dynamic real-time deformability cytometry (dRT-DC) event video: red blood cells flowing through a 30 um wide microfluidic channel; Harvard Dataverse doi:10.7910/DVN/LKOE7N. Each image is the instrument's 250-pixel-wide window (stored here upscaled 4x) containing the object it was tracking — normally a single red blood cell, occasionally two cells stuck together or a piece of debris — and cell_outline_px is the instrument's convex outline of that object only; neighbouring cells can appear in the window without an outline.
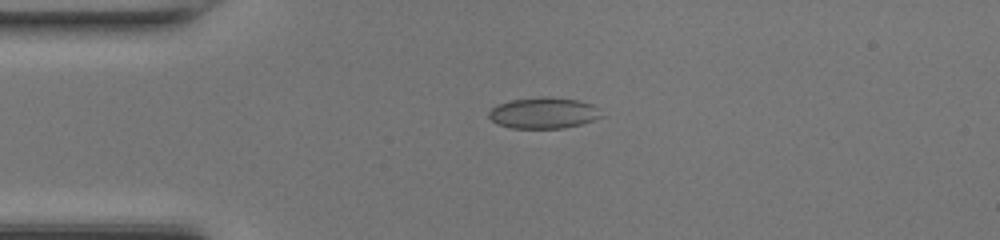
{"species": "common noctule bat (a hibernating species)", "species_latin": "Nyctalus noctula", "temperature_condition": "room temperature", "stored_images_in_passage": 14, "camera_frame_rate_fps": 3000, "um_per_image_px": 0.085, "animal": {"sex": "female", "body_mass_g": 17.0, "forearm_length_mm": 48.0}, "frame": {"image": 1, "passage_image": 1, "time_ms": 0.0, "image_size_px": [1000, 240], "cell_outline_px": [[604, 116], [580, 124], [564, 128], [512, 128], [496, 124], [488, 116], [488, 112], [496, 104], [512, 100], [544, 96], [552, 96], [576, 100], [592, 104]], "centroid_in_image_um": [46.17, 9.6], "position_along_channel_um": 38.8, "area_um2": 20.4}}
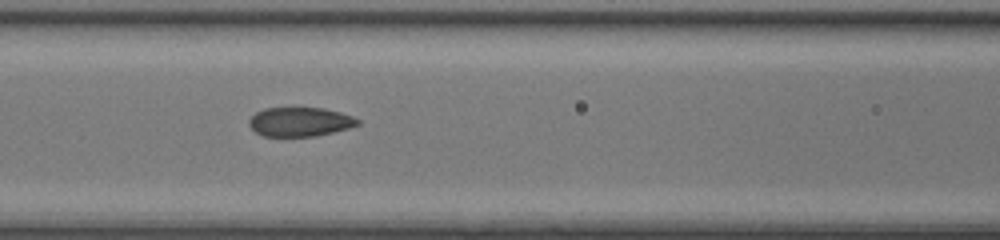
{"frame": {"image": 2, "passage_image": 10, "time_ms": 3.0, "image_size_px": [1000, 240], "cell_outline_px": [[360, 124], [348, 128], [316, 136], [264, 136], [256, 132], [248, 124], [248, 120], [256, 112], [264, 108], [324, 108], [340, 112], [352, 116], [360, 120]], "centroid_in_image_um": [25.49, 10.35], "position_along_channel_um": 141.1, "area_um2": 18.38}}
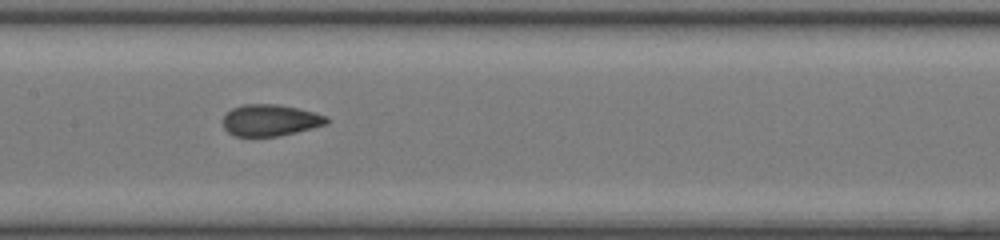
{"frame": {"image": 3, "passage_image": 13, "time_ms": 4.0, "image_size_px": [1000, 240], "cell_outline_px": [[332, 120], [328, 124], [280, 136], [236, 136], [228, 132], [224, 128], [224, 116], [232, 108], [244, 104], [276, 104], [316, 112], [328, 116]], "centroid_in_image_um": [23.03, 10.22], "position_along_channel_um": 184.4, "area_um2": 19.13}}